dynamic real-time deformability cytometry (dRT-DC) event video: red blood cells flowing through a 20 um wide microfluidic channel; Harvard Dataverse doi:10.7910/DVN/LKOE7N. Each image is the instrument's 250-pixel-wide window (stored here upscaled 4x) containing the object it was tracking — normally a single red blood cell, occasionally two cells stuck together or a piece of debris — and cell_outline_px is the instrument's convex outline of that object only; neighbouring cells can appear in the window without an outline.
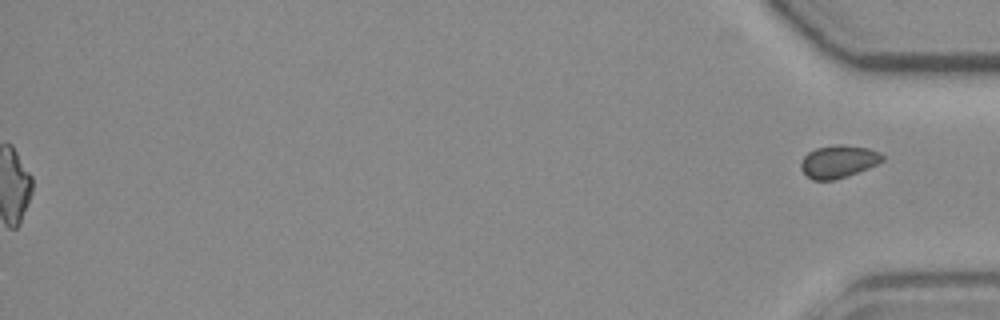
{"species": "common noctule bat (a hibernating species)", "species_latin": "Nyctalus noctula", "temperature_condition": "room temperature", "stored_images_in_passage": 55, "segment_of_instrument_passage": [2, 2], "camera_frame_rate_fps": 3000, "um_per_image_px": 0.085, "animal": {"sex": "female", "body_mass_g": 19.3, "forearm_length_mm": 54.1}, "frame": {"image": 1, "passage_image": 55, "time_ms": 18.0, "image_size_px": [1000, 320], "cell_outline_px": [[884, 160], [868, 168], [832, 180], [812, 180], [800, 168], [800, 164], [804, 156], [808, 152], [816, 148], [836, 144], [844, 144], [868, 148], [880, 152], [884, 156]], "centroid_in_image_um": [71.26, 13.7], "position_along_channel_um": 363.9, "area_um2": 15.37}}